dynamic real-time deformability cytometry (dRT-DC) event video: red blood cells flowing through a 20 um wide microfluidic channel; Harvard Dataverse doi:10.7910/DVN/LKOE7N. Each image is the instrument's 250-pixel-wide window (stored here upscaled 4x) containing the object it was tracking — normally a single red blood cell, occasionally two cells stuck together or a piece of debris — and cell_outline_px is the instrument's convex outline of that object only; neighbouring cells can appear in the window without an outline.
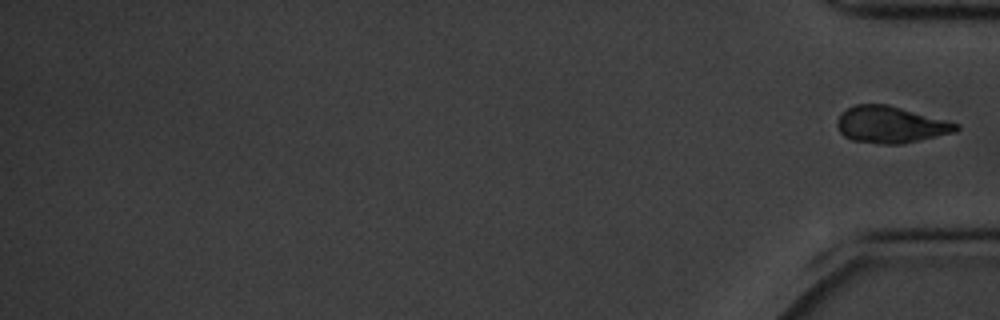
{"species": "common noctule bat (a hibernating species)", "species_latin": "Nyctalus noctula", "temperature_condition": "cold", "stored_images_in_passage": 12, "segment_of_instrument_passage": [2, 2], "camera_frame_rate_fps": 3000, "um_per_image_px": 0.085, "animal": {"sex": "male", "body_mass_g": 20.1, "forearm_length_mm": 53.5}, "frame": {"image": 1, "passage_image": 12, "time_ms": 3.667, "image_size_px": [1000, 320], "cell_outline_px": [[960, 128], [956, 132], [900, 144], [880, 144], [852, 140], [844, 136], [840, 132], [836, 124], [836, 120], [840, 112], [856, 104], [888, 104], [948, 120], [960, 124]], "centroid_in_image_um": [75.7, 10.58], "position_along_channel_um": 359.5, "area_um2": 25.66}}